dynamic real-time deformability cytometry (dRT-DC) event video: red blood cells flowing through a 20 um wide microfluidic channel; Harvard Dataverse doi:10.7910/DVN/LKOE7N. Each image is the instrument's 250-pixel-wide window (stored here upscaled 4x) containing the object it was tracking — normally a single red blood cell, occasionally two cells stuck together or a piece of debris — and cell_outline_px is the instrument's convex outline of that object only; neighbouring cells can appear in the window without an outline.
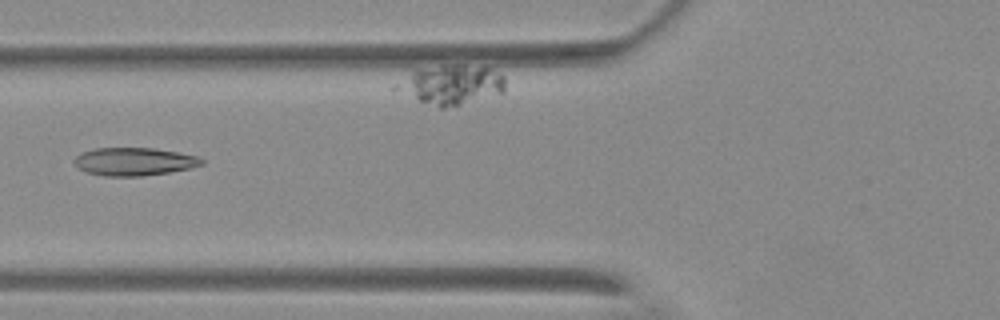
{"species": "Egyptian fruit bat (a non-hibernating species)", "species_latin": "Rousettus aegyptiacus", "temperature_condition": "warm", "stored_images_in_passage": 9, "camera_frame_rate_fps": 3000, "um_per_image_px": 0.085, "animal": {"sex": "female"}, "frame": {"image": 1, "passage_image": 6, "time_ms": 6.0, "image_size_px": [1000, 320], "cell_outline_px": [[204, 164], [188, 168], [168, 172], [140, 176], [104, 176], [88, 172], [80, 168], [72, 160], [80, 152], [96, 148], [152, 148], [176, 152], [196, 156], [204, 160]], "centroid_in_image_um": [11.37, 13.73], "position_along_channel_um": 114.4, "area_um2": 20.52}}
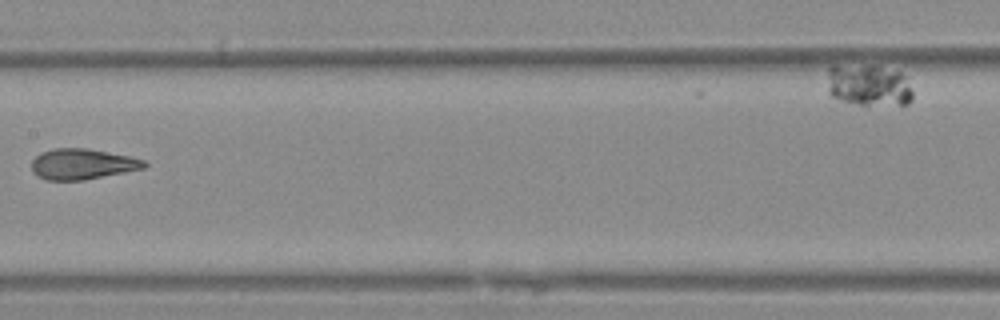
{"frame": {"image": 2, "passage_image": 8, "time_ms": 8.333, "image_size_px": [1000, 320], "cell_outline_px": [[148, 164], [144, 168], [84, 180], [44, 180], [32, 172], [32, 160], [40, 152], [52, 148], [88, 148], [128, 156], [144, 160]], "centroid_in_image_um": [6.96, 13.94], "position_along_channel_um": 200.4, "area_um2": 20.11}}
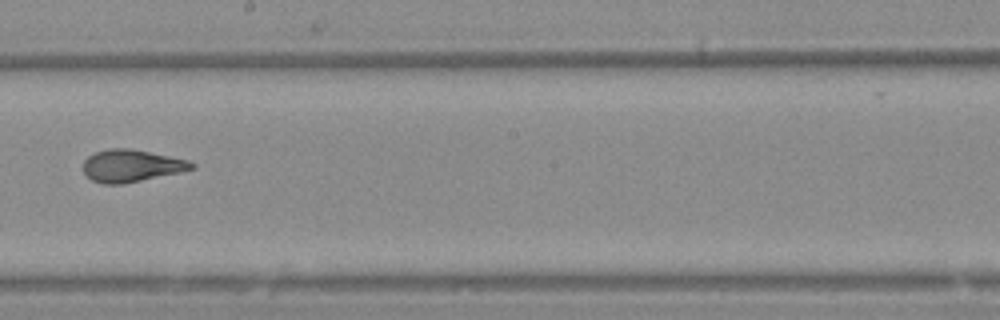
{"frame": {"image": 3, "passage_image": 9, "time_ms": 9.333, "image_size_px": [1000, 320], "cell_outline_px": [[196, 168], [180, 172], [120, 184], [104, 184], [92, 180], [84, 172], [84, 160], [88, 156], [96, 152], [108, 148], [132, 148], [188, 160], [196, 164]], "centroid_in_image_um": [11.18, 14.07], "position_along_channel_um": 237.0, "area_um2": 20.23}}